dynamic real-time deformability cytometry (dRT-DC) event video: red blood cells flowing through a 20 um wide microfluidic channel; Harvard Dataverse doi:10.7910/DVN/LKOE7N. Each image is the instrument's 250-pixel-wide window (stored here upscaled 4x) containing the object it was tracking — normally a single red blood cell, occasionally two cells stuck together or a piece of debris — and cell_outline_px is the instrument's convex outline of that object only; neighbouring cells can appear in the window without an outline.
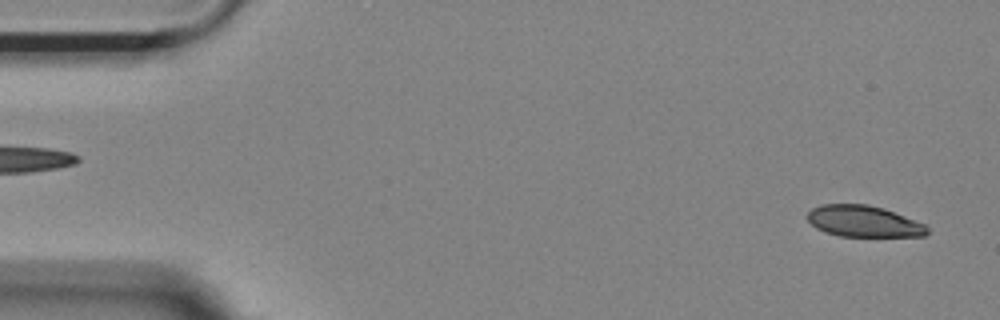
{"species": "Egyptian fruit bat (a non-hibernating species)", "species_latin": "Rousettus aegyptiacus", "temperature_condition": "room temperature", "stored_images_in_passage": 52, "camera_frame_rate_fps": 3000, "um_per_image_px": 0.085, "animal": {"sex": "female"}, "frame": {"image": 1, "passage_image": 2, "time_ms": 0.333, "image_size_px": [1000, 320], "cell_outline_px": [[928, 232], [924, 236], [840, 236], [824, 232], [816, 228], [808, 220], [808, 212], [812, 208], [820, 204], [868, 204], [884, 208], [928, 224]], "centroid_in_image_um": [73.44, 18.8], "position_along_channel_um": 11.6, "area_um2": 22.08}}
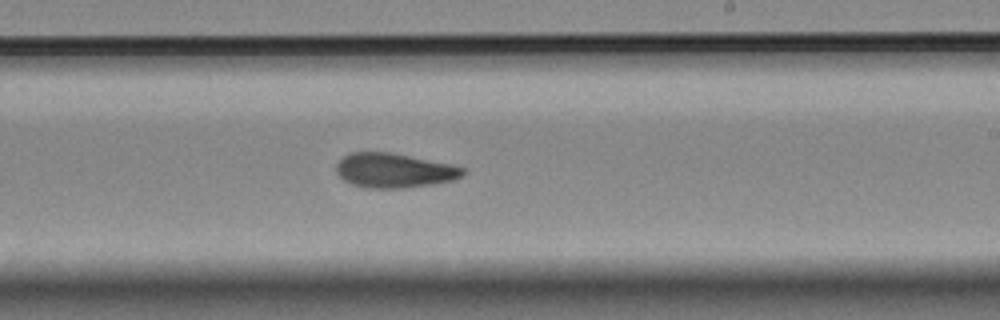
{"frame": {"image": 2, "passage_image": 31, "time_ms": 10.0, "image_size_px": [1000, 320], "cell_outline_px": [[464, 172], [460, 176], [452, 180], [432, 184], [404, 188], [368, 188], [352, 184], [344, 180], [336, 172], [336, 164], [344, 156], [352, 152], [388, 152], [448, 164], [464, 168]], "centroid_in_image_um": [33.44, 14.5], "position_along_channel_um": 255.6, "area_um2": 24.97}}
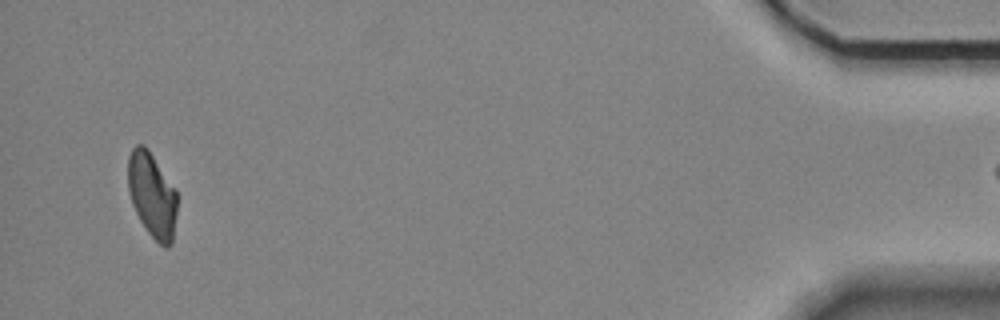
{"frame": {"image": 3, "passage_image": 51, "time_ms": 16.667, "image_size_px": [1000, 320], "cell_outline_px": [[176, 212], [172, 244], [168, 248], [164, 248], [148, 232], [140, 220], [132, 204], [128, 192], [128, 156], [132, 148], [136, 144], [144, 144], [148, 148], [176, 192]], "centroid_in_image_um": [12.9, 16.57], "position_along_channel_um": 422.3, "area_um2": 24.1}}